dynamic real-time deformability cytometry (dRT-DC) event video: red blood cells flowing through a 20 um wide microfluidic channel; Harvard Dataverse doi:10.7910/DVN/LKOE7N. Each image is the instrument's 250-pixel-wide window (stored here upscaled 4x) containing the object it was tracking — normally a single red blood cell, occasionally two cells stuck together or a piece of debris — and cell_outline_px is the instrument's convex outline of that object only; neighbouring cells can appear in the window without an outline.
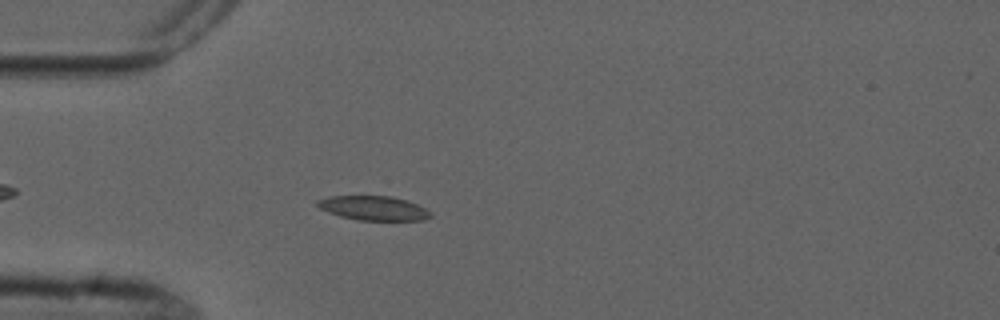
{"species": "common noctule bat (a hibernating species)", "species_latin": "Nyctalus noctula", "temperature_condition": "cold", "stored_images_in_passage": 1, "camera_frame_rate_fps": 3000, "um_per_image_px": 0.085, "animal": {"sex": "male", "forearm_length_mm": 52.5}, "frame": {"image": 1, "passage_image": 1, "time_ms": 0.0, "image_size_px": [1000, 320], "cell_outline_px": [[432, 216], [424, 220], [356, 220], [340, 216], [328, 212], [320, 208], [316, 204], [316, 200], [328, 196], [392, 196], [416, 204], [432, 212]], "centroid_in_image_um": [31.73, 17.69], "position_along_channel_um": 53.3, "area_um2": 16.01}}